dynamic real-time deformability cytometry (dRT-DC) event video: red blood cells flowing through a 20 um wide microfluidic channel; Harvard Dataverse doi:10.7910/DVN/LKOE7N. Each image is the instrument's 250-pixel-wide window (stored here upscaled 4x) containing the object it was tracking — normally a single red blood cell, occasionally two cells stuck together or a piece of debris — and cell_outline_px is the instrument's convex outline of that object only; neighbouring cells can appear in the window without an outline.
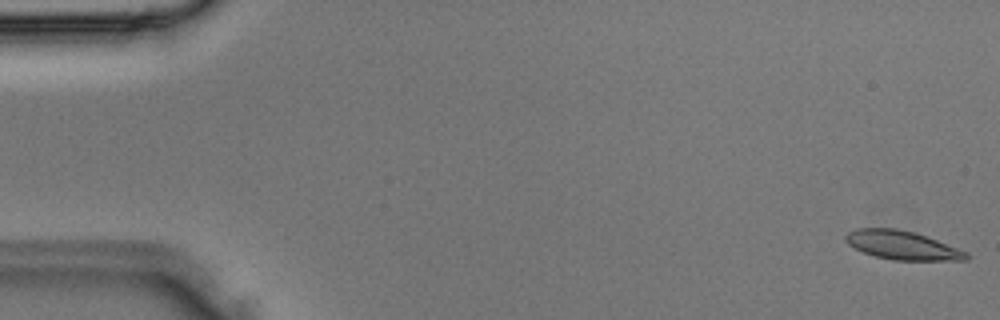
{"species": "Egyptian fruit bat (a non-hibernating species)", "species_latin": "Rousettus aegyptiacus", "temperature_condition": "room temperature", "stored_images_in_passage": 3, "camera_frame_rate_fps": 3000, "um_per_image_px": 0.085, "animal": {"sex": "male"}, "frame": {"image": 1, "passage_image": 1, "time_ms": 0.0, "image_size_px": [1000, 320], "cell_outline_px": [[968, 260], [892, 260], [876, 256], [864, 252], [848, 244], [844, 240], [844, 236], [848, 232], [856, 228], [896, 228], [912, 232], [936, 240], [968, 252]], "centroid_in_image_um": [76.66, 20.84], "position_along_channel_um": 8.3, "area_um2": 19.94}}